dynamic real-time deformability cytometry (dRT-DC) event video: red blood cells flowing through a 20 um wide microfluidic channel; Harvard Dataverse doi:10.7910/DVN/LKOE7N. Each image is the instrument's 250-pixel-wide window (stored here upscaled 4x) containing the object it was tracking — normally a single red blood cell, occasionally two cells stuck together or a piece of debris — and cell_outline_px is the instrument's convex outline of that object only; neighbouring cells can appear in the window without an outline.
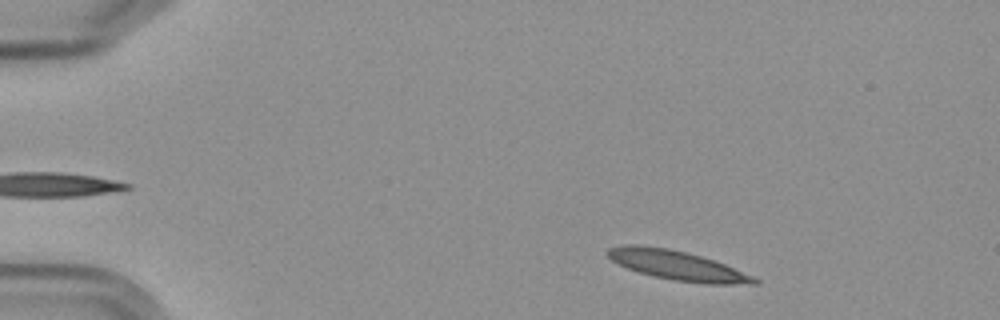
{"species": "Egyptian fruit bat (a non-hibernating species)", "species_latin": "Rousettus aegyptiacus", "temperature_condition": "cold", "stored_images_in_passage": 8, "camera_frame_rate_fps": 3000, "um_per_image_px": 0.085, "frame": {"image": 1, "passage_image": 1, "time_ms": 0.0, "image_size_px": [1000, 320], "cell_outline_px": [[760, 284], [704, 284], [672, 280], [652, 276], [628, 268], [612, 260], [604, 252], [608, 248], [620, 244], [640, 244], [668, 248], [700, 256], [724, 264], [752, 276], [760, 280]], "centroid_in_image_um": [57.52, 22.55], "position_along_channel_um": 27.5, "area_um2": 25.14}}
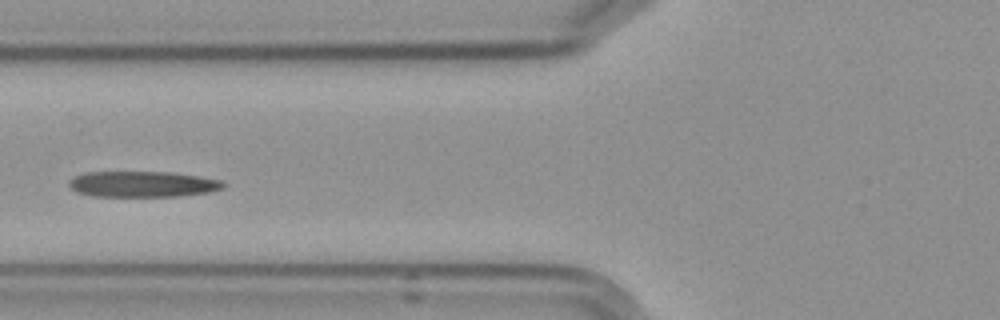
{"frame": {"image": 2, "passage_image": 5, "time_ms": 4.667, "image_size_px": [1000, 320], "cell_outline_px": [[228, 184], [224, 188], [212, 192], [180, 196], [92, 196], [76, 192], [68, 184], [68, 180], [84, 172], [172, 172], [200, 176], [224, 180]], "centroid_in_image_um": [12.2, 15.65], "position_along_channel_um": 113.6, "area_um2": 23.58}}
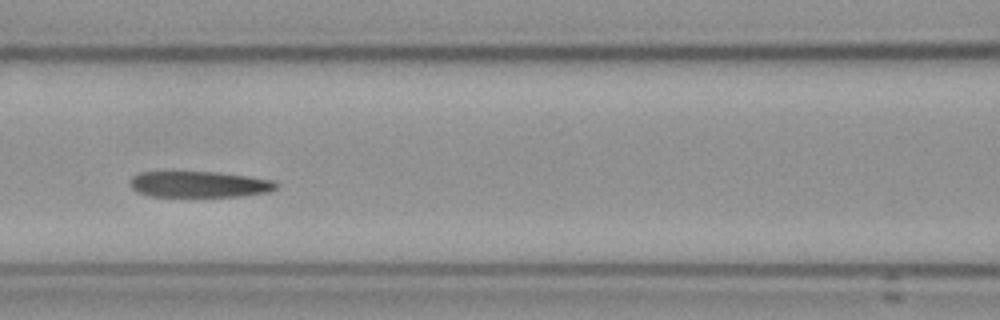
{"frame": {"image": 3, "passage_image": 6, "time_ms": 5.667, "image_size_px": [1000, 320], "cell_outline_px": [[276, 188], [268, 192], [240, 196], [148, 196], [136, 192], [128, 184], [128, 180], [132, 176], [140, 172], [220, 172], [248, 176], [272, 180], [276, 184]], "centroid_in_image_um": [16.86, 15.66], "position_along_channel_um": 149.7, "area_um2": 22.25}}